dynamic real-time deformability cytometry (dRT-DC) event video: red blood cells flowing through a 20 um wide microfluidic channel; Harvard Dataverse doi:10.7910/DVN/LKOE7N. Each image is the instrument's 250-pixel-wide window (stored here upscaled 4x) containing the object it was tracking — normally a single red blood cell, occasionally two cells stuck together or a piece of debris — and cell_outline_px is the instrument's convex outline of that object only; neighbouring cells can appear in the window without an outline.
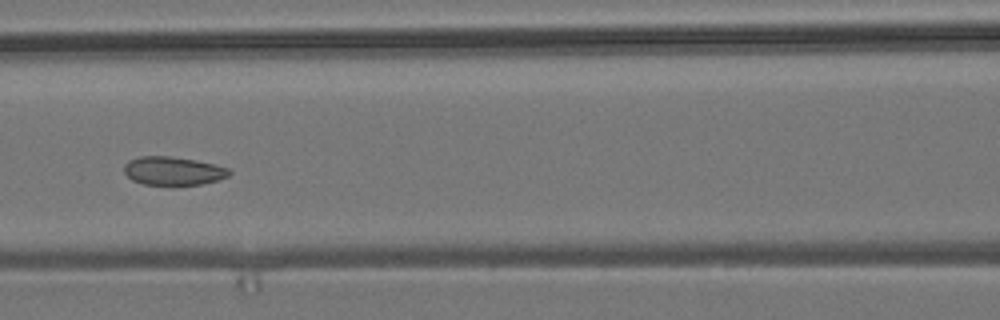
{"species": "common noctule bat (a hibernating species)", "species_latin": "Nyctalus noctula", "temperature_condition": "room temperature", "stored_images_in_passage": 9, "camera_frame_rate_fps": 3000, "um_per_image_px": 0.085, "animal": {"sex": "male", "body_mass_g": 19.2, "forearm_length_mm": 51.8}, "frame": {"image": 1, "passage_image": 7, "time_ms": 7.0, "image_size_px": [1000, 320], "cell_outline_px": [[232, 172], [228, 176], [216, 180], [200, 184], [144, 184], [132, 180], [124, 172], [124, 164], [128, 160], [140, 156], [168, 156], [196, 160], [216, 164], [228, 168]], "centroid_in_image_um": [14.7, 14.51], "position_along_channel_um": 151.9, "area_um2": 17.28}}
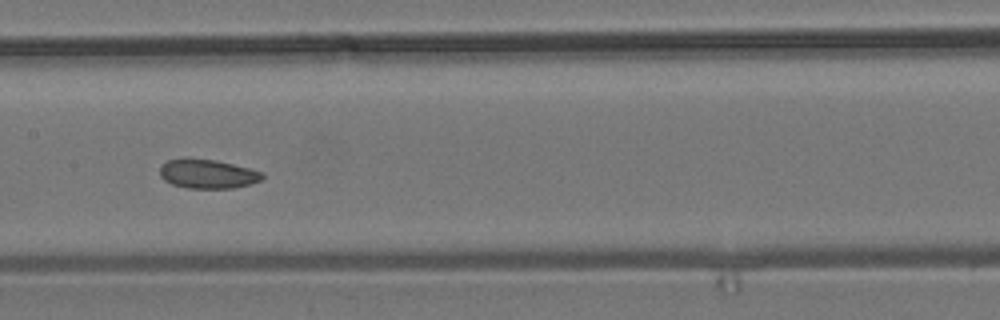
{"frame": {"image": 2, "passage_image": 8, "time_ms": 8.0, "image_size_px": [1000, 320], "cell_outline_px": [[264, 176], [260, 180], [248, 184], [232, 188], [188, 188], [172, 184], [164, 180], [160, 176], [160, 164], [168, 160], [180, 156], [184, 156], [216, 160], [264, 172]], "centroid_in_image_um": [17.57, 14.74], "position_along_channel_um": 189.8, "area_um2": 17.69}}
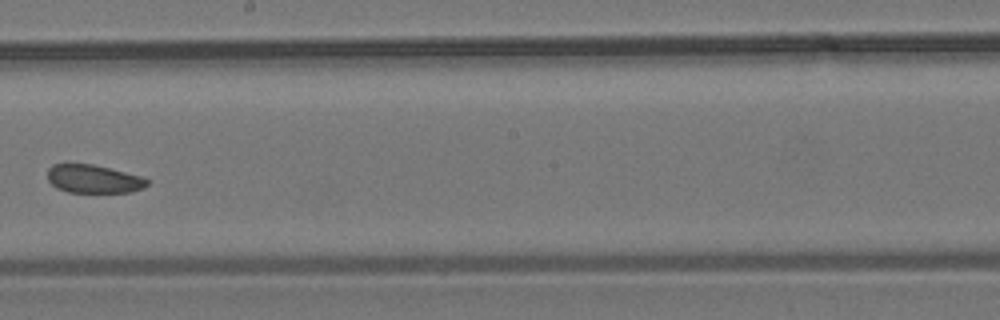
{"frame": {"image": 3, "passage_image": 9, "time_ms": 9.333, "image_size_px": [1000, 320], "cell_outline_px": [[148, 184], [144, 188], [132, 192], [68, 192], [56, 188], [48, 180], [48, 168], [52, 164], [92, 164], [140, 176], [148, 180]], "centroid_in_image_um": [7.93, 15.22], "position_along_channel_um": 240.3, "area_um2": 16.3}}